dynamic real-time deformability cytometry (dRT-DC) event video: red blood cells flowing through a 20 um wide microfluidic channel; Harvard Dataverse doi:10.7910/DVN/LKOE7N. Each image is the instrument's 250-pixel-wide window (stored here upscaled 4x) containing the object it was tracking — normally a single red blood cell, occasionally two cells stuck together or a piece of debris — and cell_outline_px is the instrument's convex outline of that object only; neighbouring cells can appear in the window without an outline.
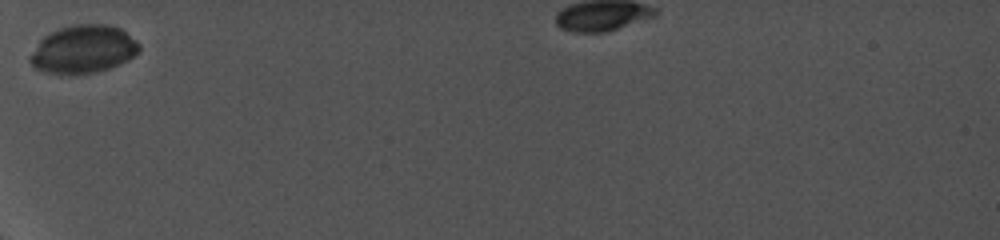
{"species": "common noctule bat (a hibernating species)", "species_latin": "Nyctalus noctula", "temperature_condition": "cold", "stored_images_in_passage": 15, "camera_frame_rate_fps": 5000, "um_per_image_px": 0.085, "animal": {"sex": "female", "body_mass_g": 19.0, "forearm_length_mm": 56.7}, "frame": {"image": 1, "passage_image": 1, "time_ms": 0.0, "image_size_px": [1000, 240], "cell_outline_px": [[140, 52], [128, 60], [120, 64], [96, 72], [72, 76], [68, 76], [44, 72], [36, 68], [28, 60], [28, 56], [40, 40], [44, 36], [60, 28], [76, 24], [104, 24], [120, 28], [140, 44]], "centroid_in_image_um": [7.06, 4.22], "position_along_channel_um": 77.9, "area_um2": 30.81}}
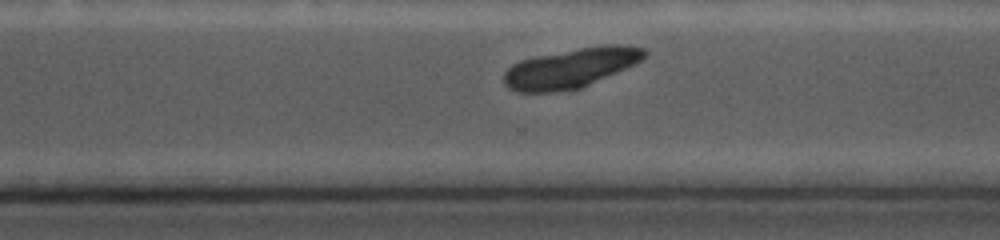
{"frame": {"image": 2, "passage_image": 11, "time_ms": 6.6, "image_size_px": [1000, 240], "cell_outline_px": [[648, 52], [640, 60], [616, 72], [580, 88], [548, 92], [516, 92], [508, 88], [504, 84], [504, 72], [512, 64], [520, 60], [600, 44], [620, 44], [644, 48]], "centroid_in_image_um": [48.48, 5.78], "position_along_channel_um": 322.1, "area_um2": 31.91}}
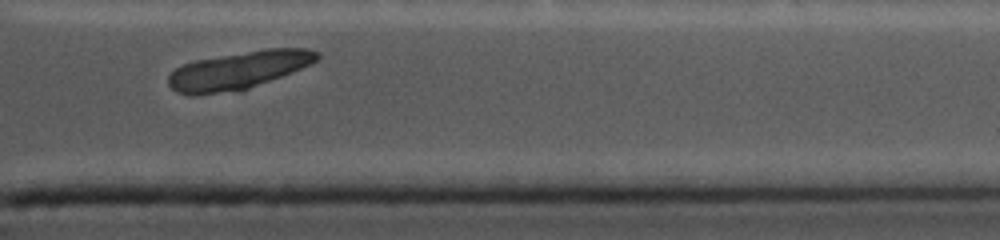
{"frame": {"image": 3, "passage_image": 14, "time_ms": 8.4, "image_size_px": [1000, 240], "cell_outline_px": [[320, 56], [312, 64], [248, 88], [192, 96], [176, 92], [168, 84], [168, 76], [176, 68], [184, 64], [196, 60], [264, 48], [308, 48], [320, 52]], "centroid_in_image_um": [20.28, 5.95], "position_along_channel_um": 391.1, "area_um2": 32.31}}